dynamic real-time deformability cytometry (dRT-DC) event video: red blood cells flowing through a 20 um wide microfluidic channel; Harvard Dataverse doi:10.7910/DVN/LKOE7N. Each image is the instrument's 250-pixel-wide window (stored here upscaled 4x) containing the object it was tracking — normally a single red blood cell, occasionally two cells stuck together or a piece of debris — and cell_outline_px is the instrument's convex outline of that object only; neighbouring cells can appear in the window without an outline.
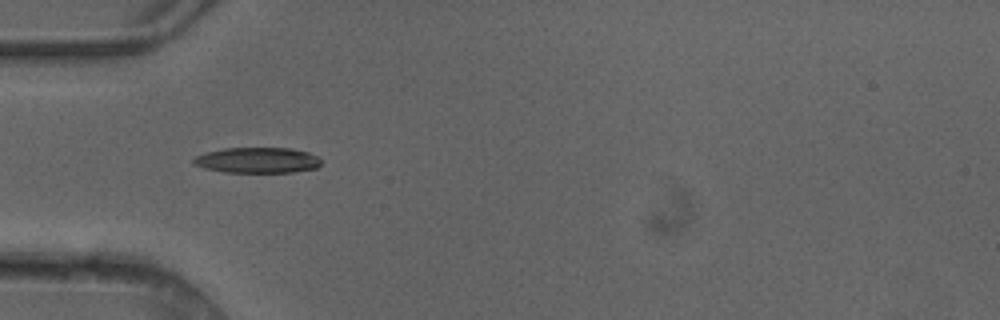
{"species": "common noctule bat (a hibernating species)", "species_latin": "Nyctalus noctula", "temperature_condition": "cold", "stored_images_in_passage": 7, "camera_frame_rate_fps": 3000, "um_per_image_px": 0.085, "animal": {"sex": "female"}, "frame": {"image": 1, "passage_image": 5, "time_ms": 1.333, "image_size_px": [1000, 320], "cell_outline_px": [[320, 164], [316, 168], [292, 172], [224, 172], [204, 168], [192, 164], [192, 160], [196, 156], [204, 152], [224, 148], [292, 148], [308, 152], [316, 156], [320, 160]], "centroid_in_image_um": [21.84, 13.61], "position_along_channel_um": 63.2, "area_um2": 19.07}}
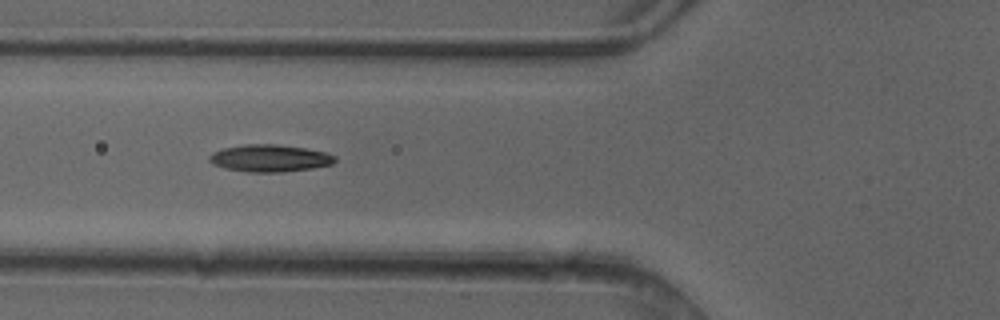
{"frame": {"image": 2, "passage_image": 6, "time_ms": 1.667, "image_size_px": [1000, 320], "cell_outline_px": [[336, 160], [332, 164], [312, 168], [284, 172], [244, 172], [224, 168], [212, 164], [208, 160], [208, 156], [212, 152], [224, 148], [244, 144], [276, 144], [304, 148], [328, 152], [336, 156]], "centroid_in_image_um": [22.91, 13.45], "position_along_channel_um": 102.9, "area_um2": 20.11}}
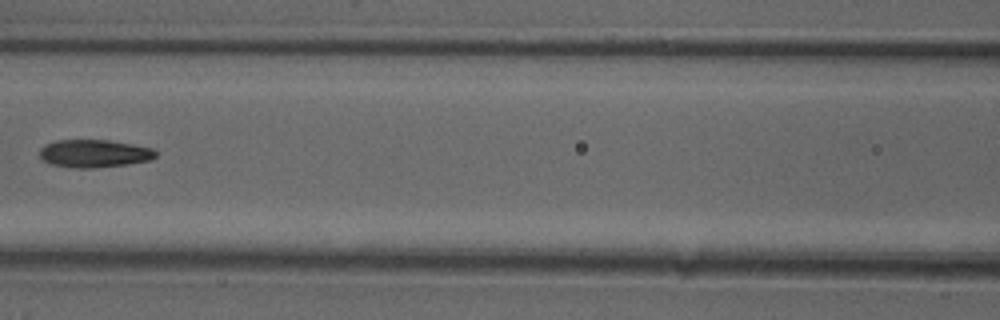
{"frame": {"image": 3, "passage_image": 7, "time_ms": 2.0, "image_size_px": [1000, 320], "cell_outline_px": [[156, 156], [148, 160], [128, 164], [92, 168], [76, 168], [52, 164], [44, 160], [40, 156], [40, 148], [44, 144], [56, 140], [108, 140], [132, 144], [152, 148], [156, 152]], "centroid_in_image_um": [7.99, 13.04], "position_along_channel_um": 158.6, "area_um2": 18.67}}